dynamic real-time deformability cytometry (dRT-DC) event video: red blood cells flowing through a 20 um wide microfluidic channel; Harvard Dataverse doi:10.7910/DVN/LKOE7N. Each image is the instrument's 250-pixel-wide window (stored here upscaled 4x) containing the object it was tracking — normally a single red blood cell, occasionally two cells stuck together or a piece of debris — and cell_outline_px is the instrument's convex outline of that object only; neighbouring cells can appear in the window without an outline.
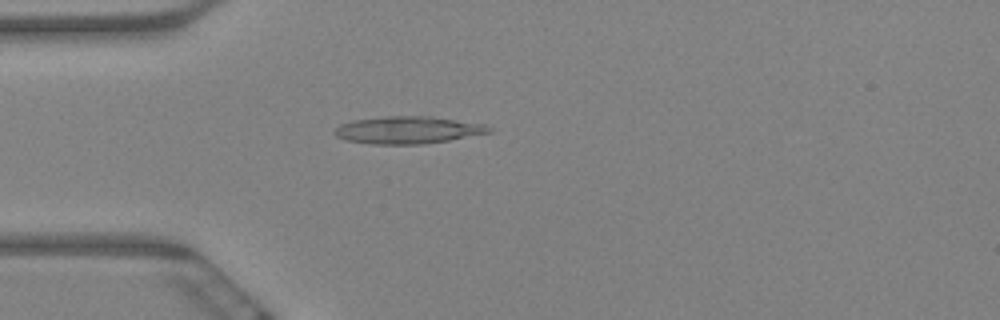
{"species": "Egyptian fruit bat (a non-hibernating species)", "species_latin": "Rousettus aegyptiacus", "temperature_condition": "warm", "stored_images_in_passage": 63, "camera_frame_rate_fps": 3000, "um_per_image_px": 0.085, "animal": {"sex": "female"}, "frame": {"image": 1, "passage_image": 17, "time_ms": 5.333, "image_size_px": [1000, 320], "cell_outline_px": [[492, 132], [448, 140], [424, 144], [372, 144], [344, 140], [336, 136], [332, 132], [340, 124], [352, 120], [384, 116], [432, 116], [484, 124], [492, 128]], "centroid_in_image_um": [34.64, 11.05], "position_along_channel_um": 50.4, "area_um2": 24.68}}
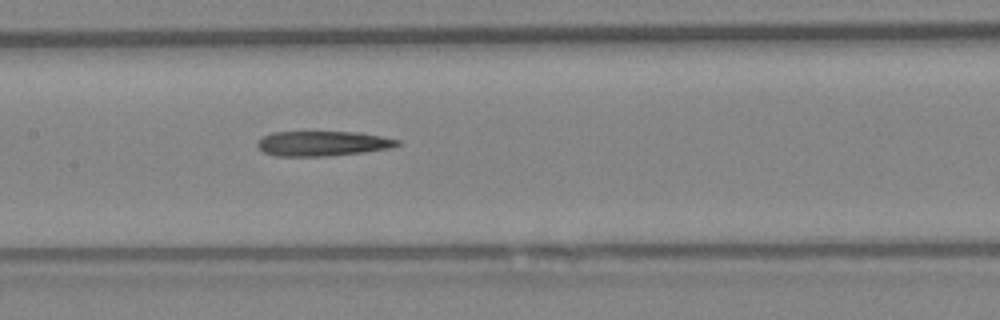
{"frame": {"image": 2, "passage_image": 30, "time_ms": 9.667, "image_size_px": [1000, 320], "cell_outline_px": [[400, 144], [392, 148], [364, 152], [328, 156], [276, 156], [264, 152], [256, 144], [264, 136], [272, 132], [360, 132], [400, 140]], "centroid_in_image_um": [27.46, 12.2], "position_along_channel_um": 179.9, "area_um2": 20.29}}
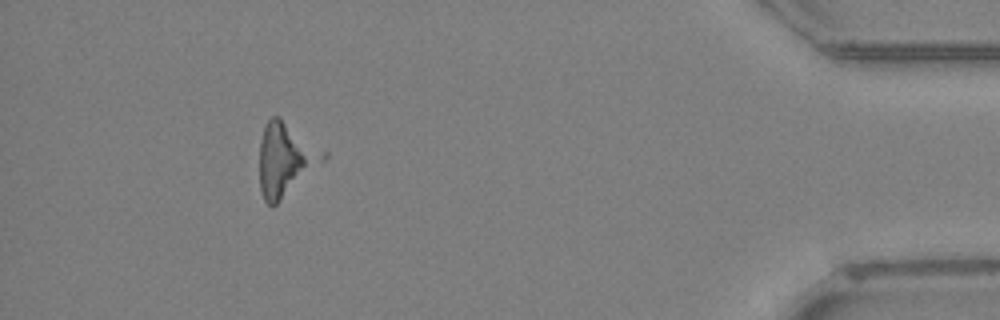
{"frame": {"image": 3, "passage_image": 57, "time_ms": 18.667, "image_size_px": [1000, 320], "cell_outline_px": [[328, 156], [324, 160], [272, 208], [264, 200], [260, 188], [260, 140], [264, 128], [268, 120], [272, 116], [280, 116], [328, 152]], "centroid_in_image_um": [24.27, 13.51], "position_along_channel_um": 410.9, "area_um2": 27.05}}